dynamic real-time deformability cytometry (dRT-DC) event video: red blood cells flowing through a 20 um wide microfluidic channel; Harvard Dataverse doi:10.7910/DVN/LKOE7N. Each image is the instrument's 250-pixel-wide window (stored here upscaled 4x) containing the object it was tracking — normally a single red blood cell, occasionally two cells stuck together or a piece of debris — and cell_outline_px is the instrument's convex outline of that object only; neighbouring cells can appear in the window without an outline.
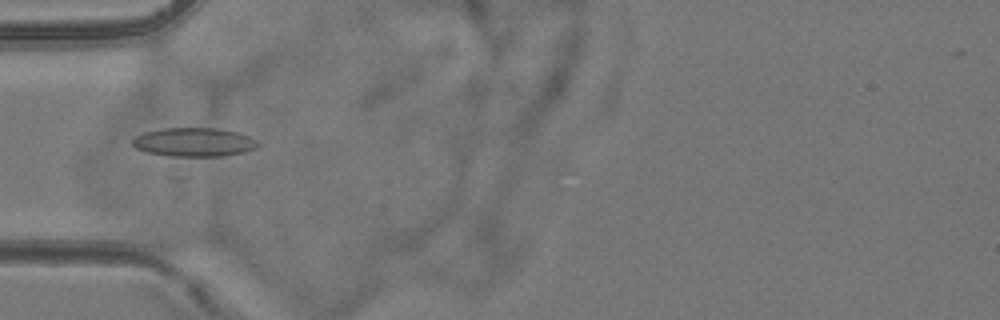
{"species": "common noctule bat (a hibernating species)", "species_latin": "Nyctalus noctula", "temperature_condition": "room temperature", "stored_images_in_passage": 20, "camera_frame_rate_fps": 3000, "um_per_image_px": 0.085, "animal": {"sex": "female", "body_mass_g": 24.6, "forearm_length_mm": 56.2}, "frame": {"image": 1, "passage_image": 1, "time_ms": 0.0, "image_size_px": [1000, 320], "cell_outline_px": [[260, 144], [256, 148], [244, 152], [220, 156], [172, 156], [148, 152], [136, 148], [132, 144], [132, 140], [136, 136], [144, 132], [164, 128], [216, 128], [236, 132], [248, 136], [256, 140]], "centroid_in_image_um": [16.49, 12.08], "position_along_channel_um": 68.5, "area_um2": 20.87}}
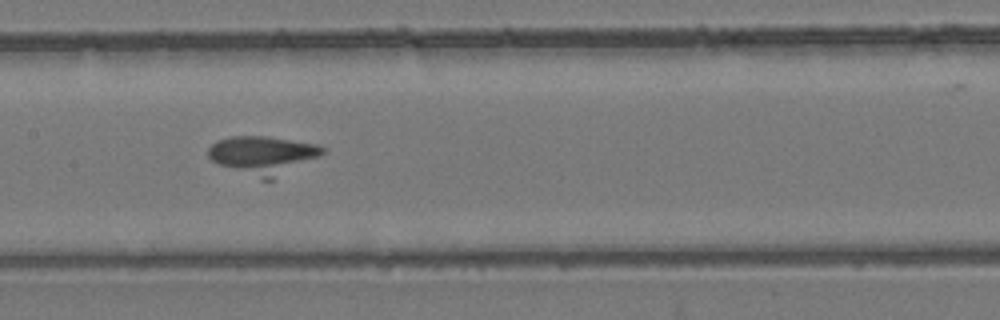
{"frame": {"image": 2, "passage_image": 10, "time_ms": 3.0, "image_size_px": [1000, 320], "cell_outline_px": [[324, 152], [320, 156], [272, 180], [264, 180], [220, 164], [212, 160], [208, 156], [208, 148], [212, 144], [220, 140], [232, 136], [268, 136], [316, 144], [324, 148]], "centroid_in_image_um": [22.37, 13.17], "position_along_channel_um": 185.0, "area_um2": 24.97}}
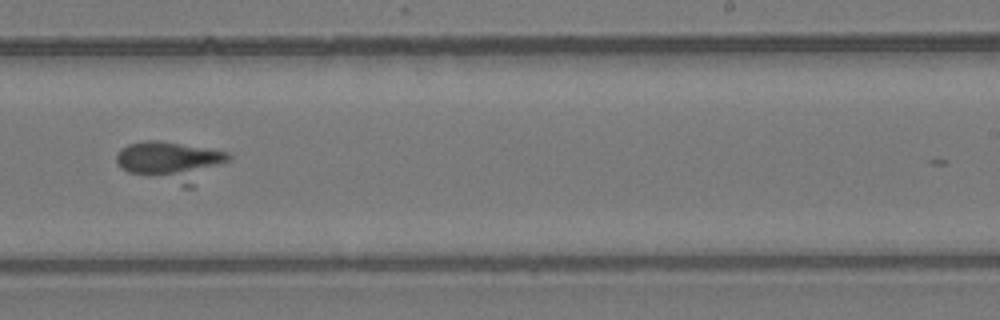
{"frame": {"image": 3, "passage_image": 17, "time_ms": 5.333, "image_size_px": [1000, 320], "cell_outline_px": [[232, 156], [228, 160], [192, 188], [184, 188], [128, 172], [120, 168], [116, 160], [116, 156], [120, 148], [128, 144], [144, 140], [160, 140], [208, 148], [228, 152]], "centroid_in_image_um": [14.51, 13.74], "position_along_channel_um": 274.5, "area_um2": 26.59}}